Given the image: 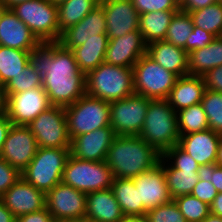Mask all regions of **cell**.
Listing matches in <instances>:
<instances>
[{
    "label": "cell",
    "mask_w": 222,
    "mask_h": 222,
    "mask_svg": "<svg viewBox=\"0 0 222 222\" xmlns=\"http://www.w3.org/2000/svg\"><path fill=\"white\" fill-rule=\"evenodd\" d=\"M30 64L42 76V88L51 105L67 107L86 94V75L80 71L73 51L58 42H40Z\"/></svg>",
    "instance_id": "6da1fadb"
},
{
    "label": "cell",
    "mask_w": 222,
    "mask_h": 222,
    "mask_svg": "<svg viewBox=\"0 0 222 222\" xmlns=\"http://www.w3.org/2000/svg\"><path fill=\"white\" fill-rule=\"evenodd\" d=\"M159 154L139 135H116L107 154L106 163L114 178H135L153 169L160 161Z\"/></svg>",
    "instance_id": "7a4b0ae2"
},
{
    "label": "cell",
    "mask_w": 222,
    "mask_h": 222,
    "mask_svg": "<svg viewBox=\"0 0 222 222\" xmlns=\"http://www.w3.org/2000/svg\"><path fill=\"white\" fill-rule=\"evenodd\" d=\"M139 136L159 154L178 144L177 112L166 99L149 102L145 122Z\"/></svg>",
    "instance_id": "3957f363"
},
{
    "label": "cell",
    "mask_w": 222,
    "mask_h": 222,
    "mask_svg": "<svg viewBox=\"0 0 222 222\" xmlns=\"http://www.w3.org/2000/svg\"><path fill=\"white\" fill-rule=\"evenodd\" d=\"M133 68L101 63L86 75V94L104 101L134 94Z\"/></svg>",
    "instance_id": "277c9868"
},
{
    "label": "cell",
    "mask_w": 222,
    "mask_h": 222,
    "mask_svg": "<svg viewBox=\"0 0 222 222\" xmlns=\"http://www.w3.org/2000/svg\"><path fill=\"white\" fill-rule=\"evenodd\" d=\"M69 156V148L38 147L34 158L21 172V177L46 194L61 183Z\"/></svg>",
    "instance_id": "5b68a950"
},
{
    "label": "cell",
    "mask_w": 222,
    "mask_h": 222,
    "mask_svg": "<svg viewBox=\"0 0 222 222\" xmlns=\"http://www.w3.org/2000/svg\"><path fill=\"white\" fill-rule=\"evenodd\" d=\"M69 138L110 126V102L84 94L65 107Z\"/></svg>",
    "instance_id": "8992f818"
},
{
    "label": "cell",
    "mask_w": 222,
    "mask_h": 222,
    "mask_svg": "<svg viewBox=\"0 0 222 222\" xmlns=\"http://www.w3.org/2000/svg\"><path fill=\"white\" fill-rule=\"evenodd\" d=\"M113 173L106 161H88L69 156L63 171L62 183L89 193L110 189Z\"/></svg>",
    "instance_id": "52a82bcc"
},
{
    "label": "cell",
    "mask_w": 222,
    "mask_h": 222,
    "mask_svg": "<svg viewBox=\"0 0 222 222\" xmlns=\"http://www.w3.org/2000/svg\"><path fill=\"white\" fill-rule=\"evenodd\" d=\"M10 9L40 42L59 41L58 9L49 0L25 1Z\"/></svg>",
    "instance_id": "ba28073f"
},
{
    "label": "cell",
    "mask_w": 222,
    "mask_h": 222,
    "mask_svg": "<svg viewBox=\"0 0 222 222\" xmlns=\"http://www.w3.org/2000/svg\"><path fill=\"white\" fill-rule=\"evenodd\" d=\"M178 76L156 63L147 54L133 66L134 92L149 99H167Z\"/></svg>",
    "instance_id": "9c48e42d"
},
{
    "label": "cell",
    "mask_w": 222,
    "mask_h": 222,
    "mask_svg": "<svg viewBox=\"0 0 222 222\" xmlns=\"http://www.w3.org/2000/svg\"><path fill=\"white\" fill-rule=\"evenodd\" d=\"M27 127L34 135L38 147L70 149L65 107L50 106Z\"/></svg>",
    "instance_id": "30bf717a"
},
{
    "label": "cell",
    "mask_w": 222,
    "mask_h": 222,
    "mask_svg": "<svg viewBox=\"0 0 222 222\" xmlns=\"http://www.w3.org/2000/svg\"><path fill=\"white\" fill-rule=\"evenodd\" d=\"M152 99L132 94L125 99L110 102V126L116 135H139Z\"/></svg>",
    "instance_id": "8fae6325"
},
{
    "label": "cell",
    "mask_w": 222,
    "mask_h": 222,
    "mask_svg": "<svg viewBox=\"0 0 222 222\" xmlns=\"http://www.w3.org/2000/svg\"><path fill=\"white\" fill-rule=\"evenodd\" d=\"M7 96V116L13 125L28 126L51 105L42 87Z\"/></svg>",
    "instance_id": "7c38bea8"
},
{
    "label": "cell",
    "mask_w": 222,
    "mask_h": 222,
    "mask_svg": "<svg viewBox=\"0 0 222 222\" xmlns=\"http://www.w3.org/2000/svg\"><path fill=\"white\" fill-rule=\"evenodd\" d=\"M46 208L55 218L85 219L87 193L58 183L45 194Z\"/></svg>",
    "instance_id": "4fadbf2b"
},
{
    "label": "cell",
    "mask_w": 222,
    "mask_h": 222,
    "mask_svg": "<svg viewBox=\"0 0 222 222\" xmlns=\"http://www.w3.org/2000/svg\"><path fill=\"white\" fill-rule=\"evenodd\" d=\"M38 150L37 141L27 126L12 125L4 141L0 157L20 173Z\"/></svg>",
    "instance_id": "5bb4252c"
},
{
    "label": "cell",
    "mask_w": 222,
    "mask_h": 222,
    "mask_svg": "<svg viewBox=\"0 0 222 222\" xmlns=\"http://www.w3.org/2000/svg\"><path fill=\"white\" fill-rule=\"evenodd\" d=\"M115 136L112 127L107 126L71 138L70 155L81 160L106 161Z\"/></svg>",
    "instance_id": "9a60e30c"
},
{
    "label": "cell",
    "mask_w": 222,
    "mask_h": 222,
    "mask_svg": "<svg viewBox=\"0 0 222 222\" xmlns=\"http://www.w3.org/2000/svg\"><path fill=\"white\" fill-rule=\"evenodd\" d=\"M0 200L16 218L46 207L45 193L36 189L22 177L0 196Z\"/></svg>",
    "instance_id": "2e32d148"
},
{
    "label": "cell",
    "mask_w": 222,
    "mask_h": 222,
    "mask_svg": "<svg viewBox=\"0 0 222 222\" xmlns=\"http://www.w3.org/2000/svg\"><path fill=\"white\" fill-rule=\"evenodd\" d=\"M105 12L107 36L119 38L139 29V13L131 0H100Z\"/></svg>",
    "instance_id": "e0dca14e"
},
{
    "label": "cell",
    "mask_w": 222,
    "mask_h": 222,
    "mask_svg": "<svg viewBox=\"0 0 222 222\" xmlns=\"http://www.w3.org/2000/svg\"><path fill=\"white\" fill-rule=\"evenodd\" d=\"M138 188L139 203L146 211L172 200L166 183L164 168L158 163L153 169L132 178Z\"/></svg>",
    "instance_id": "ac0fdd59"
},
{
    "label": "cell",
    "mask_w": 222,
    "mask_h": 222,
    "mask_svg": "<svg viewBox=\"0 0 222 222\" xmlns=\"http://www.w3.org/2000/svg\"><path fill=\"white\" fill-rule=\"evenodd\" d=\"M146 49L147 45L138 29L119 38L109 39L104 62L133 68L146 54Z\"/></svg>",
    "instance_id": "d6986e66"
},
{
    "label": "cell",
    "mask_w": 222,
    "mask_h": 222,
    "mask_svg": "<svg viewBox=\"0 0 222 222\" xmlns=\"http://www.w3.org/2000/svg\"><path fill=\"white\" fill-rule=\"evenodd\" d=\"M107 34V23L103 5L100 3L89 12L79 23L68 27L61 33L58 43L72 50L81 46L88 39Z\"/></svg>",
    "instance_id": "ffe728a7"
},
{
    "label": "cell",
    "mask_w": 222,
    "mask_h": 222,
    "mask_svg": "<svg viewBox=\"0 0 222 222\" xmlns=\"http://www.w3.org/2000/svg\"><path fill=\"white\" fill-rule=\"evenodd\" d=\"M222 135L208 129L180 136L178 146L192 156L203 169L216 165Z\"/></svg>",
    "instance_id": "44dd1931"
},
{
    "label": "cell",
    "mask_w": 222,
    "mask_h": 222,
    "mask_svg": "<svg viewBox=\"0 0 222 222\" xmlns=\"http://www.w3.org/2000/svg\"><path fill=\"white\" fill-rule=\"evenodd\" d=\"M40 41L31 30L11 11L5 9L0 16V45L32 51Z\"/></svg>",
    "instance_id": "7402d4cb"
},
{
    "label": "cell",
    "mask_w": 222,
    "mask_h": 222,
    "mask_svg": "<svg viewBox=\"0 0 222 222\" xmlns=\"http://www.w3.org/2000/svg\"><path fill=\"white\" fill-rule=\"evenodd\" d=\"M123 216L111 188L87 193L85 211L87 222H119Z\"/></svg>",
    "instance_id": "603a6c76"
},
{
    "label": "cell",
    "mask_w": 222,
    "mask_h": 222,
    "mask_svg": "<svg viewBox=\"0 0 222 222\" xmlns=\"http://www.w3.org/2000/svg\"><path fill=\"white\" fill-rule=\"evenodd\" d=\"M146 54L178 77L188 75V53L183 48L161 40L148 44Z\"/></svg>",
    "instance_id": "cb8c5ba5"
},
{
    "label": "cell",
    "mask_w": 222,
    "mask_h": 222,
    "mask_svg": "<svg viewBox=\"0 0 222 222\" xmlns=\"http://www.w3.org/2000/svg\"><path fill=\"white\" fill-rule=\"evenodd\" d=\"M204 92L205 83L202 76H181L177 78L166 100L177 112L183 108L201 103Z\"/></svg>",
    "instance_id": "d4e9b609"
},
{
    "label": "cell",
    "mask_w": 222,
    "mask_h": 222,
    "mask_svg": "<svg viewBox=\"0 0 222 222\" xmlns=\"http://www.w3.org/2000/svg\"><path fill=\"white\" fill-rule=\"evenodd\" d=\"M108 42L107 34H99L98 37H92L81 46L72 49L81 72L87 75L104 62Z\"/></svg>",
    "instance_id": "484cf974"
},
{
    "label": "cell",
    "mask_w": 222,
    "mask_h": 222,
    "mask_svg": "<svg viewBox=\"0 0 222 222\" xmlns=\"http://www.w3.org/2000/svg\"><path fill=\"white\" fill-rule=\"evenodd\" d=\"M222 65V36L206 47L188 53V75L203 76Z\"/></svg>",
    "instance_id": "4316f807"
},
{
    "label": "cell",
    "mask_w": 222,
    "mask_h": 222,
    "mask_svg": "<svg viewBox=\"0 0 222 222\" xmlns=\"http://www.w3.org/2000/svg\"><path fill=\"white\" fill-rule=\"evenodd\" d=\"M176 11H158L139 15V31L146 45L165 39Z\"/></svg>",
    "instance_id": "83f0119b"
},
{
    "label": "cell",
    "mask_w": 222,
    "mask_h": 222,
    "mask_svg": "<svg viewBox=\"0 0 222 222\" xmlns=\"http://www.w3.org/2000/svg\"><path fill=\"white\" fill-rule=\"evenodd\" d=\"M169 194L172 199L191 194L204 169H175L163 167Z\"/></svg>",
    "instance_id": "f1b7e54d"
},
{
    "label": "cell",
    "mask_w": 222,
    "mask_h": 222,
    "mask_svg": "<svg viewBox=\"0 0 222 222\" xmlns=\"http://www.w3.org/2000/svg\"><path fill=\"white\" fill-rule=\"evenodd\" d=\"M111 189L123 215H146L143 203H139L138 188L133 179L114 178Z\"/></svg>",
    "instance_id": "f546056e"
},
{
    "label": "cell",
    "mask_w": 222,
    "mask_h": 222,
    "mask_svg": "<svg viewBox=\"0 0 222 222\" xmlns=\"http://www.w3.org/2000/svg\"><path fill=\"white\" fill-rule=\"evenodd\" d=\"M31 51L0 45V84L5 86L30 63Z\"/></svg>",
    "instance_id": "4dcf8cb0"
},
{
    "label": "cell",
    "mask_w": 222,
    "mask_h": 222,
    "mask_svg": "<svg viewBox=\"0 0 222 222\" xmlns=\"http://www.w3.org/2000/svg\"><path fill=\"white\" fill-rule=\"evenodd\" d=\"M99 4L100 0H67L59 4L57 6L59 38L64 30L79 23Z\"/></svg>",
    "instance_id": "1f68e13d"
},
{
    "label": "cell",
    "mask_w": 222,
    "mask_h": 222,
    "mask_svg": "<svg viewBox=\"0 0 222 222\" xmlns=\"http://www.w3.org/2000/svg\"><path fill=\"white\" fill-rule=\"evenodd\" d=\"M177 122L180 136L209 129L206 113L200 103L177 111Z\"/></svg>",
    "instance_id": "d6a6232c"
},
{
    "label": "cell",
    "mask_w": 222,
    "mask_h": 222,
    "mask_svg": "<svg viewBox=\"0 0 222 222\" xmlns=\"http://www.w3.org/2000/svg\"><path fill=\"white\" fill-rule=\"evenodd\" d=\"M189 14L194 26L208 31L216 37L222 36V4L216 2Z\"/></svg>",
    "instance_id": "836d02e7"
},
{
    "label": "cell",
    "mask_w": 222,
    "mask_h": 222,
    "mask_svg": "<svg viewBox=\"0 0 222 222\" xmlns=\"http://www.w3.org/2000/svg\"><path fill=\"white\" fill-rule=\"evenodd\" d=\"M192 31L193 20L191 15L189 12L179 9L171 19L164 40L186 51V42Z\"/></svg>",
    "instance_id": "e575fe53"
},
{
    "label": "cell",
    "mask_w": 222,
    "mask_h": 222,
    "mask_svg": "<svg viewBox=\"0 0 222 222\" xmlns=\"http://www.w3.org/2000/svg\"><path fill=\"white\" fill-rule=\"evenodd\" d=\"M209 129L222 135V93L205 89L201 103Z\"/></svg>",
    "instance_id": "d590c367"
},
{
    "label": "cell",
    "mask_w": 222,
    "mask_h": 222,
    "mask_svg": "<svg viewBox=\"0 0 222 222\" xmlns=\"http://www.w3.org/2000/svg\"><path fill=\"white\" fill-rule=\"evenodd\" d=\"M187 222H202L210 214V206L192 194L174 199Z\"/></svg>",
    "instance_id": "8d00e7d4"
},
{
    "label": "cell",
    "mask_w": 222,
    "mask_h": 222,
    "mask_svg": "<svg viewBox=\"0 0 222 222\" xmlns=\"http://www.w3.org/2000/svg\"><path fill=\"white\" fill-rule=\"evenodd\" d=\"M4 87L6 95L42 87V76L29 63L21 73L14 76Z\"/></svg>",
    "instance_id": "74e56055"
},
{
    "label": "cell",
    "mask_w": 222,
    "mask_h": 222,
    "mask_svg": "<svg viewBox=\"0 0 222 222\" xmlns=\"http://www.w3.org/2000/svg\"><path fill=\"white\" fill-rule=\"evenodd\" d=\"M159 164L162 167H174L175 169H203L192 156L178 145L166 150L161 155Z\"/></svg>",
    "instance_id": "f35d334b"
},
{
    "label": "cell",
    "mask_w": 222,
    "mask_h": 222,
    "mask_svg": "<svg viewBox=\"0 0 222 222\" xmlns=\"http://www.w3.org/2000/svg\"><path fill=\"white\" fill-rule=\"evenodd\" d=\"M145 216L147 218V222H187L174 199L156 208L148 210Z\"/></svg>",
    "instance_id": "ab89813d"
},
{
    "label": "cell",
    "mask_w": 222,
    "mask_h": 222,
    "mask_svg": "<svg viewBox=\"0 0 222 222\" xmlns=\"http://www.w3.org/2000/svg\"><path fill=\"white\" fill-rule=\"evenodd\" d=\"M139 14L158 11H178L180 6L175 0H131Z\"/></svg>",
    "instance_id": "60d3db41"
},
{
    "label": "cell",
    "mask_w": 222,
    "mask_h": 222,
    "mask_svg": "<svg viewBox=\"0 0 222 222\" xmlns=\"http://www.w3.org/2000/svg\"><path fill=\"white\" fill-rule=\"evenodd\" d=\"M215 38L216 36L212 33L193 25V31L186 42V52L190 53L194 50L204 48Z\"/></svg>",
    "instance_id": "b9f144b4"
},
{
    "label": "cell",
    "mask_w": 222,
    "mask_h": 222,
    "mask_svg": "<svg viewBox=\"0 0 222 222\" xmlns=\"http://www.w3.org/2000/svg\"><path fill=\"white\" fill-rule=\"evenodd\" d=\"M216 188L203 173L197 184L194 186L192 195L210 205L217 195Z\"/></svg>",
    "instance_id": "7bdbcfd3"
},
{
    "label": "cell",
    "mask_w": 222,
    "mask_h": 222,
    "mask_svg": "<svg viewBox=\"0 0 222 222\" xmlns=\"http://www.w3.org/2000/svg\"><path fill=\"white\" fill-rule=\"evenodd\" d=\"M20 177L21 173L0 157V196Z\"/></svg>",
    "instance_id": "ee69618b"
},
{
    "label": "cell",
    "mask_w": 222,
    "mask_h": 222,
    "mask_svg": "<svg viewBox=\"0 0 222 222\" xmlns=\"http://www.w3.org/2000/svg\"><path fill=\"white\" fill-rule=\"evenodd\" d=\"M202 77L205 89L222 93V65L211 69Z\"/></svg>",
    "instance_id": "f6af8a7d"
},
{
    "label": "cell",
    "mask_w": 222,
    "mask_h": 222,
    "mask_svg": "<svg viewBox=\"0 0 222 222\" xmlns=\"http://www.w3.org/2000/svg\"><path fill=\"white\" fill-rule=\"evenodd\" d=\"M16 222H55V218L45 207L40 211L17 217Z\"/></svg>",
    "instance_id": "bcb514c9"
},
{
    "label": "cell",
    "mask_w": 222,
    "mask_h": 222,
    "mask_svg": "<svg viewBox=\"0 0 222 222\" xmlns=\"http://www.w3.org/2000/svg\"><path fill=\"white\" fill-rule=\"evenodd\" d=\"M204 174L212 182L216 191L222 193V167L218 165H212L204 169Z\"/></svg>",
    "instance_id": "7dc6e473"
},
{
    "label": "cell",
    "mask_w": 222,
    "mask_h": 222,
    "mask_svg": "<svg viewBox=\"0 0 222 222\" xmlns=\"http://www.w3.org/2000/svg\"><path fill=\"white\" fill-rule=\"evenodd\" d=\"M214 3H216V0H185L180 5V9L190 13L194 10L205 8L208 5H211Z\"/></svg>",
    "instance_id": "c3c4849f"
},
{
    "label": "cell",
    "mask_w": 222,
    "mask_h": 222,
    "mask_svg": "<svg viewBox=\"0 0 222 222\" xmlns=\"http://www.w3.org/2000/svg\"><path fill=\"white\" fill-rule=\"evenodd\" d=\"M13 124L8 118L7 114L0 115V153L3 148L5 139L7 138L8 132Z\"/></svg>",
    "instance_id": "681fc988"
},
{
    "label": "cell",
    "mask_w": 222,
    "mask_h": 222,
    "mask_svg": "<svg viewBox=\"0 0 222 222\" xmlns=\"http://www.w3.org/2000/svg\"><path fill=\"white\" fill-rule=\"evenodd\" d=\"M210 206V213L216 216H222V193H217Z\"/></svg>",
    "instance_id": "f907efd6"
},
{
    "label": "cell",
    "mask_w": 222,
    "mask_h": 222,
    "mask_svg": "<svg viewBox=\"0 0 222 222\" xmlns=\"http://www.w3.org/2000/svg\"><path fill=\"white\" fill-rule=\"evenodd\" d=\"M0 222H16L14 214L0 200Z\"/></svg>",
    "instance_id": "816d5d0a"
},
{
    "label": "cell",
    "mask_w": 222,
    "mask_h": 222,
    "mask_svg": "<svg viewBox=\"0 0 222 222\" xmlns=\"http://www.w3.org/2000/svg\"><path fill=\"white\" fill-rule=\"evenodd\" d=\"M7 113V96L5 87L0 84V115Z\"/></svg>",
    "instance_id": "f5cc1de1"
},
{
    "label": "cell",
    "mask_w": 222,
    "mask_h": 222,
    "mask_svg": "<svg viewBox=\"0 0 222 222\" xmlns=\"http://www.w3.org/2000/svg\"><path fill=\"white\" fill-rule=\"evenodd\" d=\"M119 222H147L145 215H124Z\"/></svg>",
    "instance_id": "db71d44e"
},
{
    "label": "cell",
    "mask_w": 222,
    "mask_h": 222,
    "mask_svg": "<svg viewBox=\"0 0 222 222\" xmlns=\"http://www.w3.org/2000/svg\"><path fill=\"white\" fill-rule=\"evenodd\" d=\"M1 1L5 4L6 9H10L12 6L16 4H20L25 1H31V0H1Z\"/></svg>",
    "instance_id": "11a10c76"
},
{
    "label": "cell",
    "mask_w": 222,
    "mask_h": 222,
    "mask_svg": "<svg viewBox=\"0 0 222 222\" xmlns=\"http://www.w3.org/2000/svg\"><path fill=\"white\" fill-rule=\"evenodd\" d=\"M216 165L222 167V137H221L220 142H219V145H218Z\"/></svg>",
    "instance_id": "9f6ffc18"
},
{
    "label": "cell",
    "mask_w": 222,
    "mask_h": 222,
    "mask_svg": "<svg viewBox=\"0 0 222 222\" xmlns=\"http://www.w3.org/2000/svg\"><path fill=\"white\" fill-rule=\"evenodd\" d=\"M202 222H222V216L209 214Z\"/></svg>",
    "instance_id": "6f0895ef"
},
{
    "label": "cell",
    "mask_w": 222,
    "mask_h": 222,
    "mask_svg": "<svg viewBox=\"0 0 222 222\" xmlns=\"http://www.w3.org/2000/svg\"><path fill=\"white\" fill-rule=\"evenodd\" d=\"M55 222H87L85 219H59Z\"/></svg>",
    "instance_id": "680465c9"
},
{
    "label": "cell",
    "mask_w": 222,
    "mask_h": 222,
    "mask_svg": "<svg viewBox=\"0 0 222 222\" xmlns=\"http://www.w3.org/2000/svg\"><path fill=\"white\" fill-rule=\"evenodd\" d=\"M52 2L54 5L58 6L59 4L66 2L67 0H49Z\"/></svg>",
    "instance_id": "91938a15"
},
{
    "label": "cell",
    "mask_w": 222,
    "mask_h": 222,
    "mask_svg": "<svg viewBox=\"0 0 222 222\" xmlns=\"http://www.w3.org/2000/svg\"><path fill=\"white\" fill-rule=\"evenodd\" d=\"M5 9H6L5 4L0 0V16L4 12Z\"/></svg>",
    "instance_id": "94428289"
},
{
    "label": "cell",
    "mask_w": 222,
    "mask_h": 222,
    "mask_svg": "<svg viewBox=\"0 0 222 222\" xmlns=\"http://www.w3.org/2000/svg\"><path fill=\"white\" fill-rule=\"evenodd\" d=\"M177 3H178V5L180 6L185 0H175Z\"/></svg>",
    "instance_id": "6125c7cd"
},
{
    "label": "cell",
    "mask_w": 222,
    "mask_h": 222,
    "mask_svg": "<svg viewBox=\"0 0 222 222\" xmlns=\"http://www.w3.org/2000/svg\"><path fill=\"white\" fill-rule=\"evenodd\" d=\"M216 2H218V3L222 4V0H216Z\"/></svg>",
    "instance_id": "be15d7a7"
}]
</instances>
